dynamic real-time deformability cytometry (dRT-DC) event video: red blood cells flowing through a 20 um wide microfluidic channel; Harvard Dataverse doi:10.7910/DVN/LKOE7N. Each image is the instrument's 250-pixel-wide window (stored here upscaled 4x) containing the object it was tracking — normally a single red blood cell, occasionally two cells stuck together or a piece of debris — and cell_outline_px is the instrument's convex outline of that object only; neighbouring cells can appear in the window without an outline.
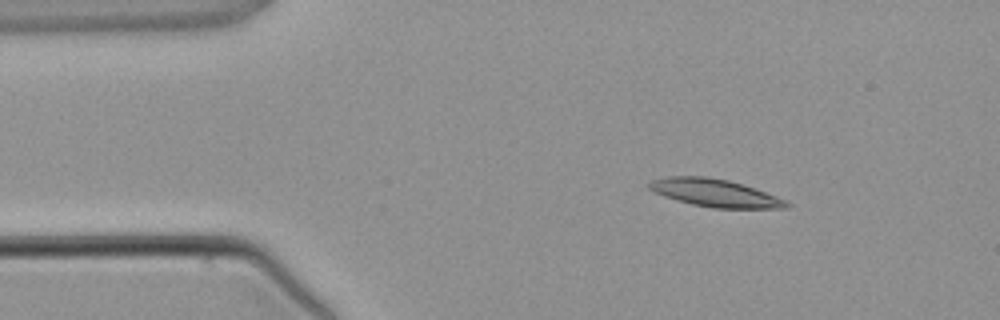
{"species": "common noctule bat (a hibernating species)", "species_latin": "Nyctalus noctula", "temperature_condition": "warm", "stored_images_in_passage": 3, "camera_frame_rate_fps": 3000, "um_per_image_px": 0.085, "animal": {"sex": "male", "body_mass_g": 21.5, "forearm_length_mm": 52.0}, "frame": {"image": 1, "passage_image": 2, "time_ms": 1.0, "image_size_px": [1000, 320], "cell_outline_px": [[792, 204], [788, 208], [712, 208], [692, 204], [676, 200], [664, 196], [648, 188], [644, 184], [652, 180], [668, 176], [708, 176], [728, 180], [744, 184], [788, 200]], "centroid_in_image_um": [60.79, 16.39], "position_along_channel_um": 24.2, "area_um2": 22.43}}
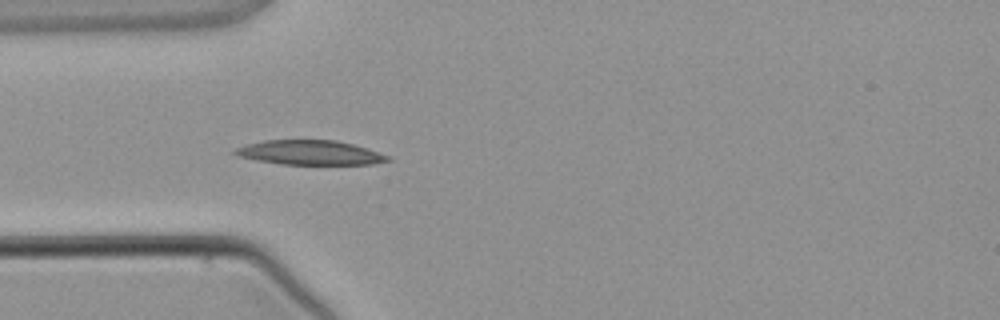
{"frame": {"image": 2, "passage_image": 3, "time_ms": 3.0, "image_size_px": [1000, 320], "cell_outline_px": [[392, 160], [372, 164], [280, 164], [256, 160], [236, 156], [232, 152], [236, 148], [248, 144], [264, 140], [336, 140], [352, 144], [388, 156]], "centroid_in_image_um": [26.28, 12.97], "position_along_channel_um": 58.7, "area_um2": 21.56}}